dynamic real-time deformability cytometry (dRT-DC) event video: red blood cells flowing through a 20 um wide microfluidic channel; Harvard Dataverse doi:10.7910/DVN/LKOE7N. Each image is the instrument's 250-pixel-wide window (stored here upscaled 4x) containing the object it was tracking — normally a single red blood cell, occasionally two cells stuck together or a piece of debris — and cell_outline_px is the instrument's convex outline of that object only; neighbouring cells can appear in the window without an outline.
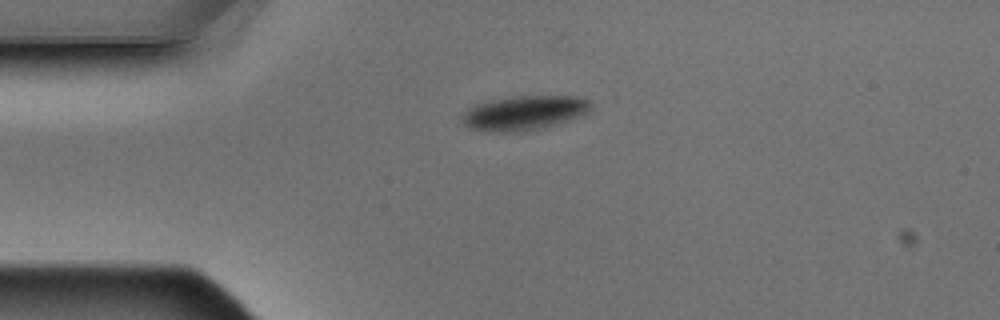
{"species": "Egyptian fruit bat (a non-hibernating species)", "species_latin": "Rousettus aegyptiacus", "temperature_condition": "warm", "stored_images_in_passage": 2, "camera_frame_rate_fps": 3000, "um_per_image_px": 0.085, "animal": {"sex": "male"}, "frame": {"image": 1, "passage_image": 1, "time_ms": 0.0, "image_size_px": [1000, 320], "cell_outline_px": [[592, 104], [588, 112], [580, 116], [544, 128], [512, 132], [484, 132], [472, 128], [464, 124], [464, 112], [468, 108], [476, 104], [488, 100], [516, 96], [580, 96], [592, 100]], "centroid_in_image_um": [44.59, 9.58], "position_along_channel_um": 40.4, "area_um2": 25.89}}